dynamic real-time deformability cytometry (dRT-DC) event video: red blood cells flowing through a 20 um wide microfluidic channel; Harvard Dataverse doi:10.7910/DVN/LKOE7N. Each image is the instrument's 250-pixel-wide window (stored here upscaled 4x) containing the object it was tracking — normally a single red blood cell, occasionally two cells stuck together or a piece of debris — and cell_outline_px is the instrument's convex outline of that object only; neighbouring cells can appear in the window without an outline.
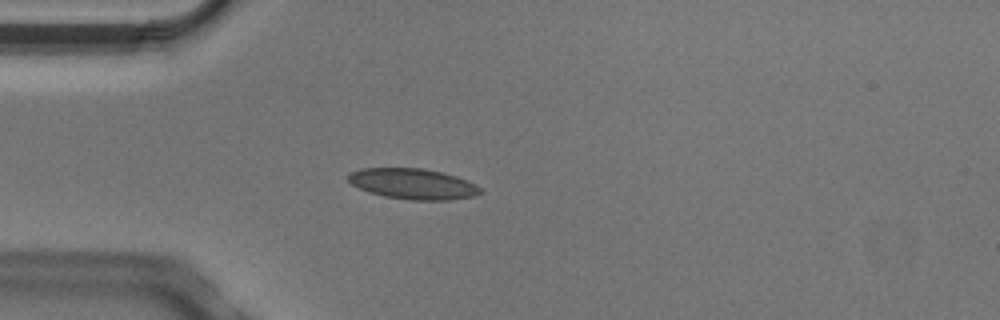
{"species": "Egyptian fruit bat (a non-hibernating species)", "species_latin": "Rousettus aegyptiacus", "temperature_condition": "cold", "stored_images_in_passage": 5, "camera_frame_rate_fps": 3000, "um_per_image_px": 0.085, "animal": {"sex": "male"}, "frame": {"image": 1, "passage_image": 4, "time_ms": 1.0, "image_size_px": [1000, 320], "cell_outline_px": [[484, 192], [476, 196], [448, 200], [412, 200], [384, 196], [368, 192], [352, 184], [348, 180], [348, 172], [360, 168], [424, 168], [444, 172], [456, 176], [476, 184], [484, 188]], "centroid_in_image_um": [35.15, 15.62], "position_along_channel_um": 49.9, "area_um2": 23.93}}